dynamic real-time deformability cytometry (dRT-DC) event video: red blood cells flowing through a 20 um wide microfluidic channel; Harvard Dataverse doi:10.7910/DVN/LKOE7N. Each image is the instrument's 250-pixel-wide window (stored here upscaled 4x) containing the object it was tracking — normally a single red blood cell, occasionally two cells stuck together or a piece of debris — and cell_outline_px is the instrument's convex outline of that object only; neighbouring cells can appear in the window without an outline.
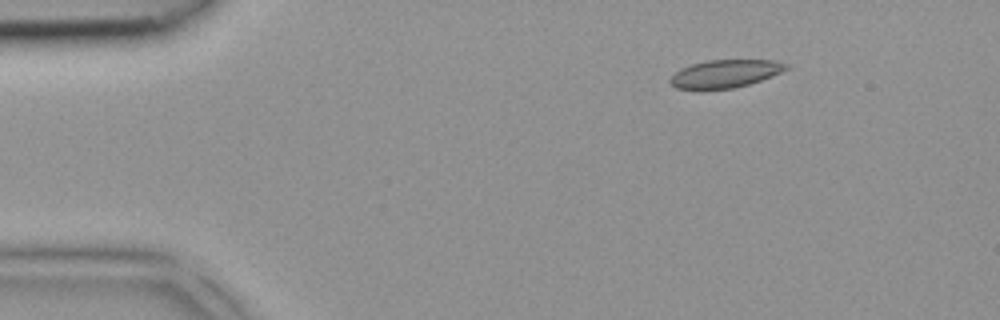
{"species": "common noctule bat (a hibernating species)", "species_latin": "Nyctalus noctula", "temperature_condition": "room temperature", "stored_images_in_passage": 4, "camera_frame_rate_fps": 3000, "um_per_image_px": 0.085, "animal": {"sex": "female", "body_mass_g": 18.4}, "frame": {"image": 1, "passage_image": 2, "time_ms": 0.333, "image_size_px": [1000, 320], "cell_outline_px": [[792, 68], [772, 76], [748, 84], [732, 88], [704, 92], [696, 92], [676, 88], [668, 80], [676, 72], [692, 64], [708, 60], [776, 60], [788, 64]], "centroid_in_image_um": [61.63, 6.3], "position_along_channel_um": 23.4, "area_um2": 19.42}}